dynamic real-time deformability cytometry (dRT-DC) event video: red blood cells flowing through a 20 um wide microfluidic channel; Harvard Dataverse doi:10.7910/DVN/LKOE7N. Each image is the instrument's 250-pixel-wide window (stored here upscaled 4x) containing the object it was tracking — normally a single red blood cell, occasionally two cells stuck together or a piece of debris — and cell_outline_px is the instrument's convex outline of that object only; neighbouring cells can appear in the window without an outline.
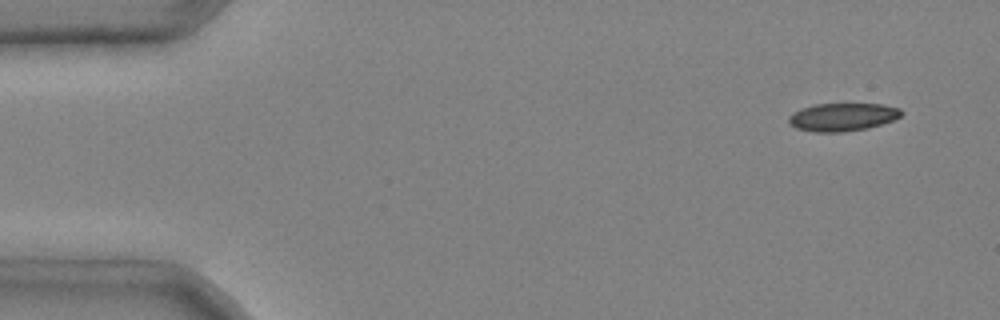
{"species": "common noctule bat (a hibernating species)", "species_latin": "Nyctalus noctula", "temperature_condition": "cold", "stored_images_in_passage": 4, "camera_frame_rate_fps": 3000, "um_per_image_px": 0.085, "animal": {"sex": "male", "body_mass_g": 20.4}, "frame": {"image": 1, "passage_image": 1, "time_ms": 0.0, "image_size_px": [1000, 320], "cell_outline_px": [[904, 112], [900, 116], [892, 120], [868, 128], [844, 132], [816, 132], [796, 128], [788, 124], [788, 116], [792, 112], [800, 108], [816, 104], [884, 104], [900, 108]], "centroid_in_image_um": [71.58, 9.94], "position_along_channel_um": 13.4, "area_um2": 18.5}}
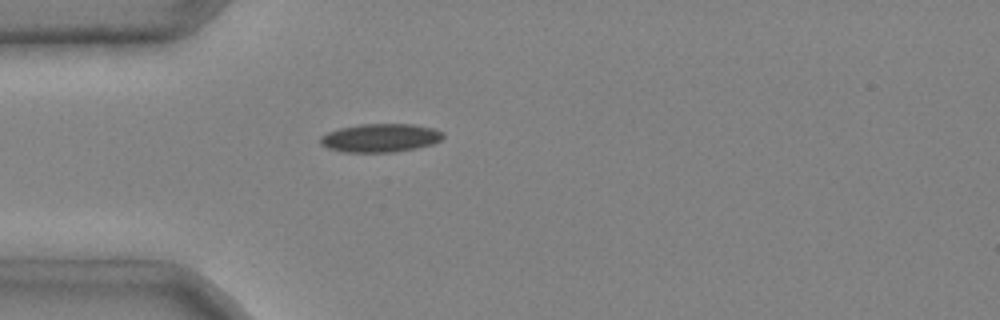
{"frame": {"image": 2, "passage_image": 4, "time_ms": 1.0, "image_size_px": [1000, 320], "cell_outline_px": [[444, 136], [440, 140], [432, 144], [416, 148], [396, 152], [344, 152], [328, 148], [320, 144], [320, 136], [328, 132], [340, 128], [360, 124], [412, 124], [436, 128], [444, 132]], "centroid_in_image_um": [32.35, 11.72], "position_along_channel_um": 52.6, "area_um2": 20.46}}